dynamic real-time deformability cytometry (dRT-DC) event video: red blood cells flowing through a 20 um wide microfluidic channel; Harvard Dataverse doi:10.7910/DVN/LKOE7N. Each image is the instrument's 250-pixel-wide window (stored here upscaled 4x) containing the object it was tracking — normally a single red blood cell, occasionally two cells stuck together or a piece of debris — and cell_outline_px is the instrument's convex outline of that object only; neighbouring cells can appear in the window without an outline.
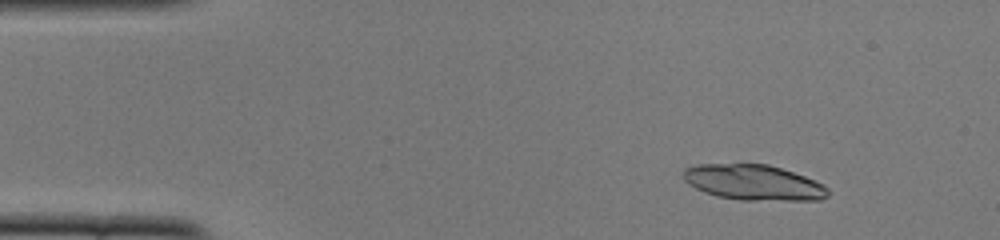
{"species": "common noctule bat (a hibernating species)", "species_latin": "Nyctalus noctula", "temperature_condition": "cold", "stored_images_in_passage": 27, "camera_frame_rate_fps": 3000, "um_per_image_px": 0.085, "animal": {"sex": "female", "body_mass_g": 22.0, "forearm_length_mm": 56.7}, "frame": {"image": 1, "passage_image": 6, "time_ms": 1.667, "image_size_px": [1000, 240], "cell_outline_px": [[828, 196], [820, 200], [740, 200], [716, 196], [704, 192], [688, 184], [684, 180], [684, 168], [696, 164], [768, 164], [804, 176], [824, 184], [828, 188]], "centroid_in_image_um": [64.04, 15.51], "position_along_channel_um": 21.0, "area_um2": 29.88}}